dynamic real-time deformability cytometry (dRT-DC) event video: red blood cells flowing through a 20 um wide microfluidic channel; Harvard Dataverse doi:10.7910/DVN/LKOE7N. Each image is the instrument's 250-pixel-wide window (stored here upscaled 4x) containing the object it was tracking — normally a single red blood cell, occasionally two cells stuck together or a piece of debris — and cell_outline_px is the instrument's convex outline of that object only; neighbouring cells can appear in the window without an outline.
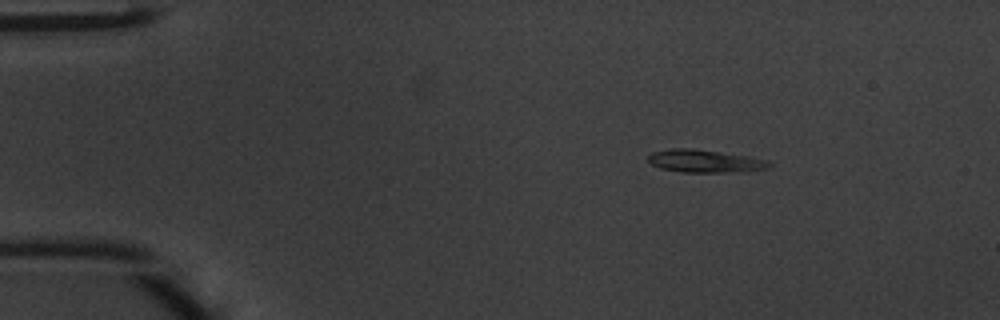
{"species": "common noctule bat (a hibernating species)", "species_latin": "Nyctalus noctula", "temperature_condition": "warm", "stored_images_in_passage": 41, "camera_frame_rate_fps": 3000, "um_per_image_px": 0.085, "animal": {"sex": "male", "body_mass_g": 20.1, "forearm_length_mm": 53.5}, "frame": {"image": 1, "passage_image": 1, "time_ms": 0.0, "image_size_px": [1000, 320], "cell_outline_px": [[772, 164], [768, 168], [748, 172], [684, 172], [660, 168], [652, 164], [648, 160], [648, 156], [652, 152], [672, 148], [692, 148], [748, 156], [768, 160]], "centroid_in_image_um": [59.95, 13.7], "position_along_channel_um": 25.0, "area_um2": 16.13}}
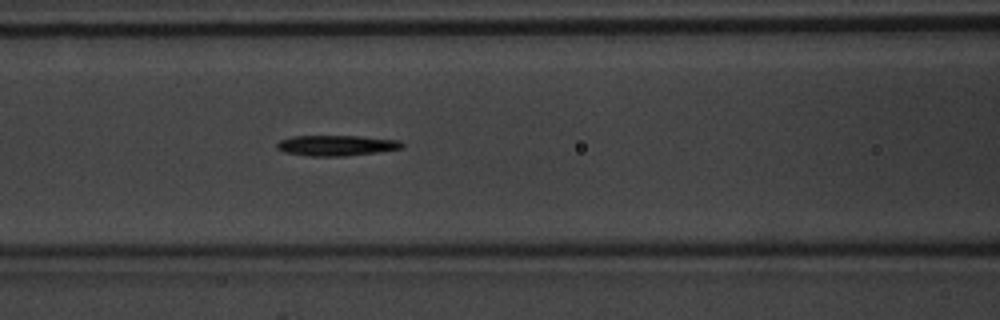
{"frame": {"image": 2, "passage_image": 14, "time_ms": 4.333, "image_size_px": [1000, 320], "cell_outline_px": [[404, 148], [376, 152], [344, 156], [308, 156], [284, 152], [276, 148], [276, 144], [280, 140], [292, 136], [360, 136], [400, 140], [404, 144]], "centroid_in_image_um": [28.59, 12.36], "position_along_channel_um": 138.0, "area_um2": 15.03}}
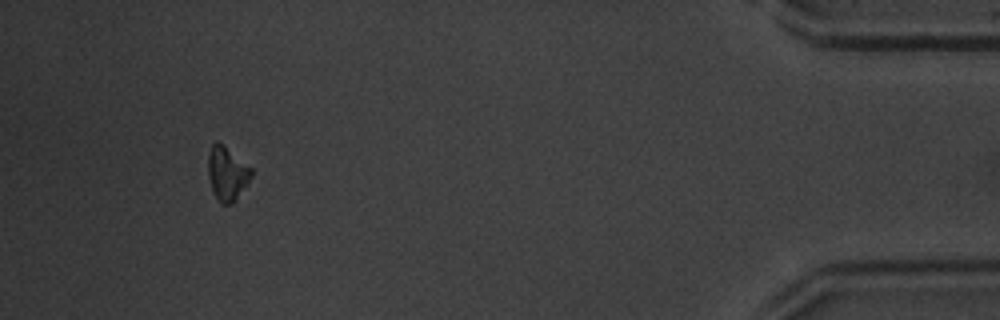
{"frame": {"image": 3, "passage_image": 38, "time_ms": 12.333, "image_size_px": [1000, 320], "cell_outline_px": [[252, 176], [248, 184], [236, 200], [232, 204], [220, 204], [212, 188], [208, 176], [208, 152], [212, 144], [216, 140], [224, 144], [252, 168]], "centroid_in_image_um": [19.31, 14.73], "position_along_channel_um": 415.9, "area_um2": 13.81}, "authors_computed_cell_mechanics": {"area_um2": 14.6812, "velocity_mm_per_s": 4.2715, "shape_relaxation_time_tau1_ms": 3.3691, "shape_relaxation_time_tau2_ms": null, "deformation_change_tau1": 0.1576, "deformation_change_tau2": null}}